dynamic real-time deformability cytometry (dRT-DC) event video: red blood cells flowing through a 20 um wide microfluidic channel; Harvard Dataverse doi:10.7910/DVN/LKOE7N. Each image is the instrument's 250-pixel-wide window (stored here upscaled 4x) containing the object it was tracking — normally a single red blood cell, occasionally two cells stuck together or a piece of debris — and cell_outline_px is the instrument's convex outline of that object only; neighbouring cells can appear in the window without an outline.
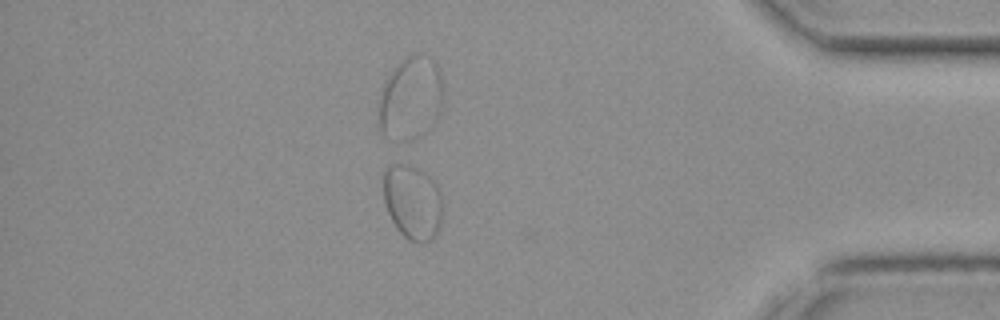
{"species": "common noctule bat (a hibernating species)", "species_latin": "Nyctalus noctula", "temperature_condition": "cold", "stored_images_in_passage": 40, "camera_frame_rate_fps": 3000, "um_per_image_px": 0.085, "animal": {"sex": "female", "body_mass_g": 19.3, "forearm_length_mm": 54.1}, "frame": {"image": 1, "passage_image": 37, "time_ms": 12.0, "image_size_px": [1000, 320], "cell_outline_px": [[444, 208], [440, 228], [432, 240], [408, 240], [396, 228], [388, 212], [384, 200], [384, 172], [392, 164], [408, 164], [432, 176], [440, 188], [444, 204]], "centroid_in_image_um": [35.13, 17.15], "position_along_channel_um": 400.1, "area_um2": 26.07}}